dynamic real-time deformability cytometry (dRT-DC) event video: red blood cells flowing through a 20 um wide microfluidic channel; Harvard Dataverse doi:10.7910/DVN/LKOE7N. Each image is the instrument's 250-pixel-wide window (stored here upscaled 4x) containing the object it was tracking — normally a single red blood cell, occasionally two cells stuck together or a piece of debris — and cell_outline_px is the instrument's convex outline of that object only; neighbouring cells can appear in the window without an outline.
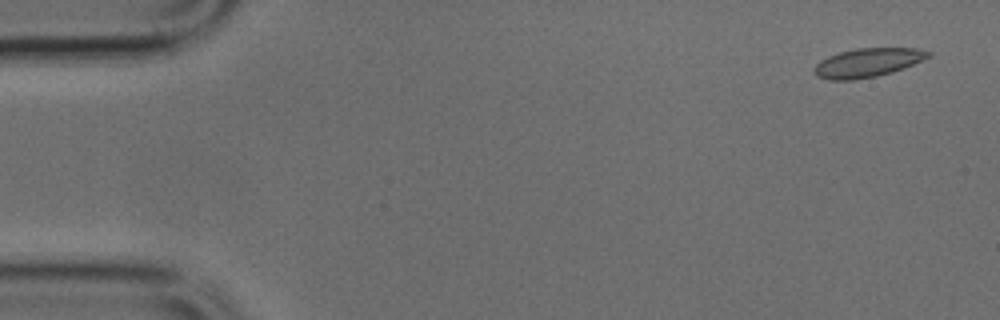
{"species": "common noctule bat (a hibernating species)", "species_latin": "Nyctalus noctula", "temperature_condition": "cold", "stored_images_in_passage": 48, "camera_frame_rate_fps": 3000, "um_per_image_px": 0.085, "animal": {"sex": "male", "body_mass_g": 17.9, "forearm_length_mm": 54.2}, "frame": {"image": 1, "passage_image": 1, "time_ms": 0.0, "image_size_px": [1000, 320], "cell_outline_px": [[932, 56], [904, 68], [892, 72], [876, 76], [852, 80], [832, 80], [816, 76], [812, 68], [820, 60], [828, 56], [840, 52], [856, 48], [916, 48], [932, 52]], "centroid_in_image_um": [73.75, 5.32], "position_along_channel_um": 11.3, "area_um2": 19.25}}
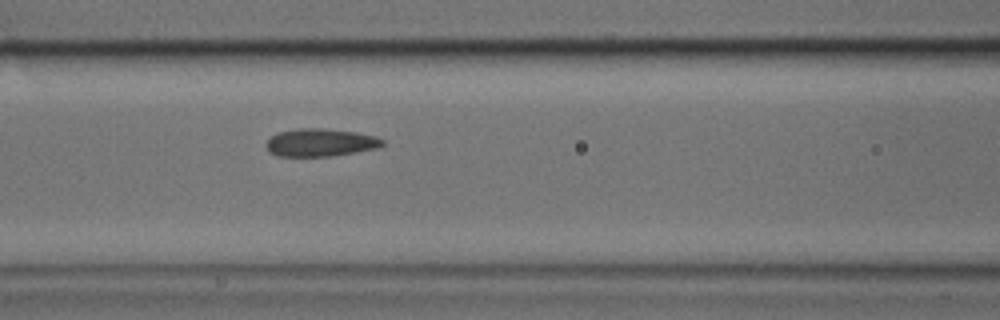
{"frame": {"image": 2, "passage_image": 19, "time_ms": 6.0, "image_size_px": [1000, 320], "cell_outline_px": [[384, 144], [380, 148], [332, 156], [276, 156], [268, 152], [264, 144], [272, 136], [280, 132], [300, 128], [320, 128], [356, 132], [376, 136], [384, 140]], "centroid_in_image_um": [27.24, 12.12], "position_along_channel_um": 139.4, "area_um2": 18.96}}
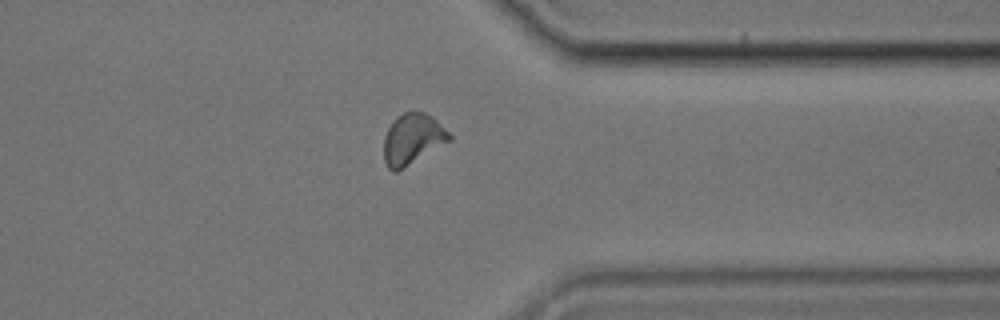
{"frame": {"image": 3, "passage_image": 37, "time_ms": 12.0, "image_size_px": [1000, 320], "cell_outline_px": [[452, 140], [396, 172], [392, 172], [388, 168], [384, 160], [384, 136], [392, 120], [396, 116], [404, 112], [424, 112], [432, 116], [452, 136]], "centroid_in_image_um": [35.05, 11.82], "position_along_channel_um": 376.4, "area_um2": 19.36}}